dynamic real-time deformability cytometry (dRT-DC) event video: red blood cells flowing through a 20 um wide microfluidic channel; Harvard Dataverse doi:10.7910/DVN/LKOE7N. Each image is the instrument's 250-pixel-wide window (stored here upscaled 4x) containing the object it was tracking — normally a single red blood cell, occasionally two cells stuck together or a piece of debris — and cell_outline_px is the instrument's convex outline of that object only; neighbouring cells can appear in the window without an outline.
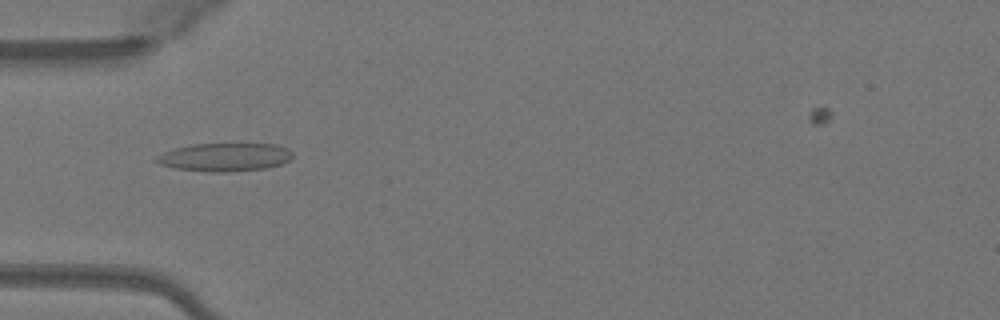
{"species": "Egyptian fruit bat (a non-hibernating species)", "species_latin": "Rousettus aegyptiacus", "temperature_condition": "warm", "stored_images_in_passage": 35, "camera_frame_rate_fps": 3000, "um_per_image_px": 0.085, "animal": {"sex": "female"}, "frame": {"image": 1, "passage_image": 1, "time_ms": 0.0, "image_size_px": [1000, 320], "cell_outline_px": [[292, 156], [288, 160], [280, 164], [264, 168], [224, 172], [212, 172], [176, 168], [160, 164], [156, 160], [156, 156], [164, 152], [176, 148], [192, 144], [276, 144], [288, 148], [292, 152]], "centroid_in_image_um": [19.12, 13.35], "position_along_channel_um": 65.9, "area_um2": 22.08}}
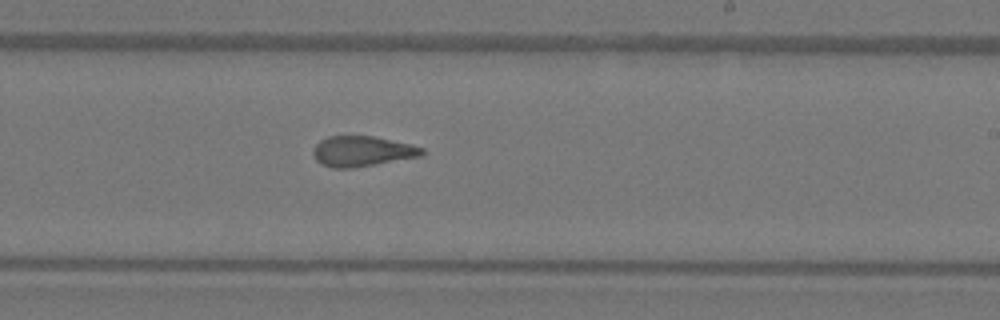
{"frame": {"image": 2, "passage_image": 15, "time_ms": 4.667, "image_size_px": [1000, 320], "cell_outline_px": [[424, 156], [352, 168], [332, 168], [320, 164], [316, 160], [312, 152], [312, 148], [320, 140], [328, 136], [372, 136], [412, 144], [424, 148]], "centroid_in_image_um": [30.78, 12.86], "position_along_channel_um": 258.2, "area_um2": 19.48}}
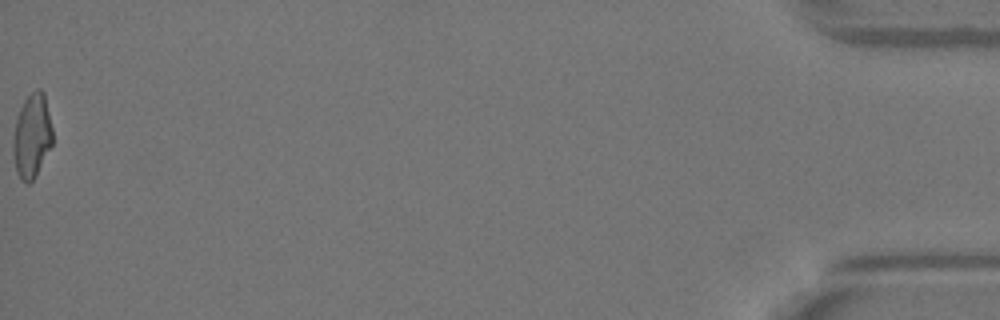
{"frame": {"image": 3, "passage_image": 35, "time_ms": 11.333, "image_size_px": [1000, 320], "cell_outline_px": [[52, 144], [36, 176], [28, 184], [20, 176], [16, 168], [12, 156], [12, 140], [16, 120], [20, 108], [24, 100], [36, 88], [40, 88], [44, 92], [52, 128]], "centroid_in_image_um": [2.71, 11.53], "position_along_channel_um": 432.5, "area_um2": 19.25}, "authors_computed_cell_mechanics": {"area_um2": 19.5364, "velocity_mm_per_s": 4.1211, "shape_relaxation_time_tau1_ms": null, "shape_relaxation_time_tau2_ms": 1.8957, "deformation_change_tau1": null, "deformation_change_tau2": 0.1138}}